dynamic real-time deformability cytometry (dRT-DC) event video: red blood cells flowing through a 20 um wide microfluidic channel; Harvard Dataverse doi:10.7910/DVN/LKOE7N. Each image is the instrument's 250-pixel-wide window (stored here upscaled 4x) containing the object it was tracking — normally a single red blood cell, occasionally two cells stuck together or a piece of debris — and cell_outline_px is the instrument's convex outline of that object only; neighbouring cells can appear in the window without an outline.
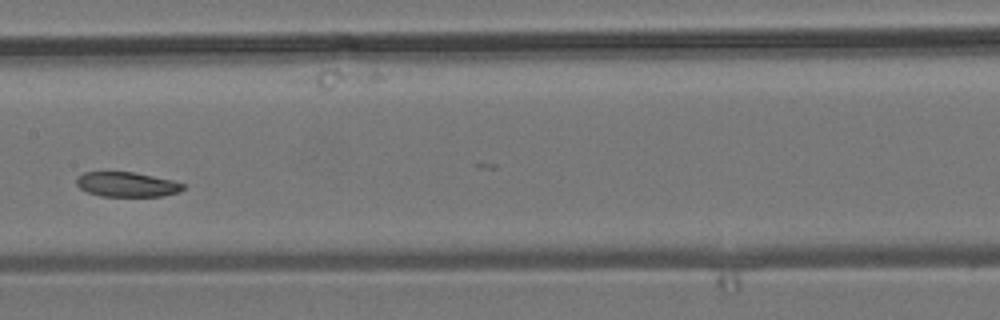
{"species": "common noctule bat (a hibernating species)", "species_latin": "Nyctalus noctula", "temperature_condition": "room temperature", "stored_images_in_passage": 13, "camera_frame_rate_fps": 3000, "um_per_image_px": 0.085, "animal": {"sex": "male", "body_mass_g": 19.2, "forearm_length_mm": 51.8}, "frame": {"image": 1, "passage_image": 6, "time_ms": 5.667, "image_size_px": [1000, 320], "cell_outline_px": [[184, 188], [180, 192], [164, 196], [100, 196], [88, 192], [80, 188], [76, 184], [76, 176], [84, 172], [132, 172], [172, 180], [184, 184]], "centroid_in_image_um": [10.77, 15.68], "position_along_channel_um": 196.6, "area_um2": 15.37}}
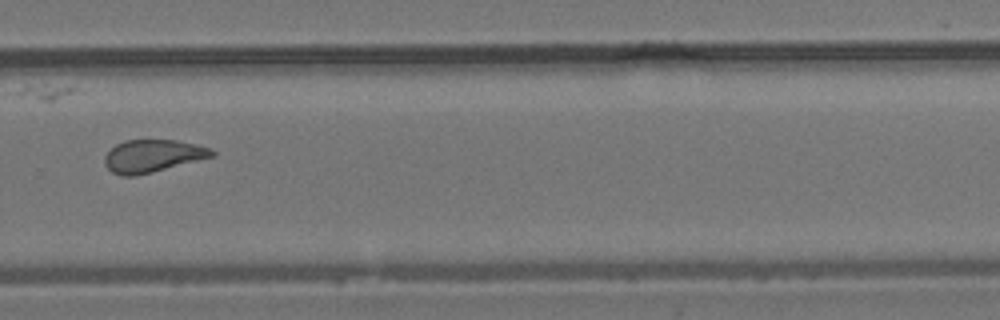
{"frame": {"image": 2, "passage_image": 10, "time_ms": 11.0, "image_size_px": [1000, 320], "cell_outline_px": [[216, 152], [212, 156], [152, 172], [136, 176], [124, 176], [112, 172], [104, 164], [104, 156], [116, 144], [124, 140], [176, 140], [212, 148]], "centroid_in_image_um": [12.94, 13.25], "position_along_channel_um": 316.9, "area_um2": 20.11}}